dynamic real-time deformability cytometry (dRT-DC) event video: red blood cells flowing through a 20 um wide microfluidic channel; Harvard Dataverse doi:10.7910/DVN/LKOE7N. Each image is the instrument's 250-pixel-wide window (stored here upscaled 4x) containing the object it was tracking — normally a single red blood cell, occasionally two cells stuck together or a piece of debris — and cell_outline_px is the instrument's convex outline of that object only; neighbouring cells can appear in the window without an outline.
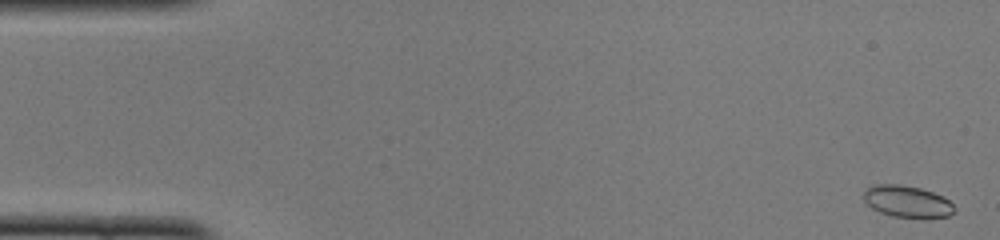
{"species": "common noctule bat (a hibernating species)", "species_latin": "Nyctalus noctula", "temperature_condition": "cold", "stored_images_in_passage": 49, "camera_frame_rate_fps": 3000, "um_per_image_px": 0.085, "animal": {"sex": "female", "body_mass_g": 22.0, "forearm_length_mm": 56.7}, "frame": {"image": 1, "passage_image": 1, "time_ms": 0.0, "image_size_px": [1000, 240], "cell_outline_px": [[956, 208], [948, 216], [924, 220], [892, 216], [880, 212], [872, 208], [864, 200], [864, 192], [872, 184], [900, 184], [920, 188], [944, 196]], "centroid_in_image_um": [77.14, 17.15], "position_along_channel_um": 7.9, "area_um2": 17.17}}
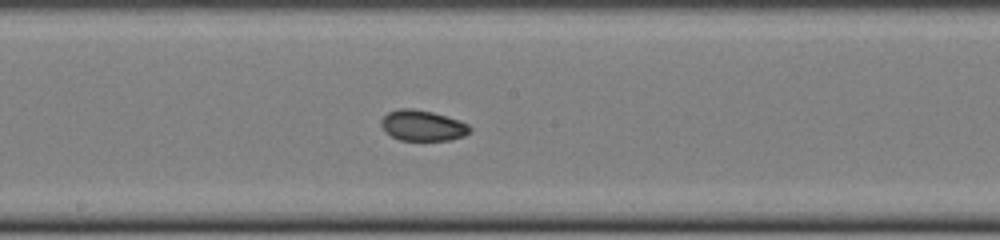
{"frame": {"image": 2, "passage_image": 26, "time_ms": 8.333, "image_size_px": [1000, 240], "cell_outline_px": [[472, 128], [464, 136], [452, 140], [400, 140], [384, 132], [380, 124], [380, 120], [388, 112], [400, 108], [412, 108], [432, 112], [460, 120], [468, 124]], "centroid_in_image_um": [35.9, 10.67], "position_along_channel_um": 212.3, "area_um2": 15.95}}
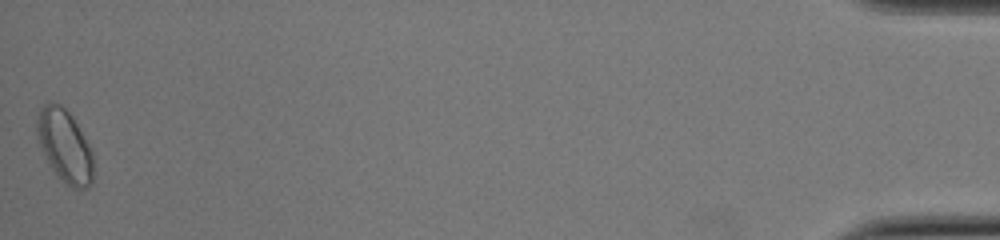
{"frame": {"image": 3, "passage_image": 49, "time_ms": 16.0, "image_size_px": [1000, 240], "cell_outline_px": [[92, 184], [88, 188], [80, 192], [72, 188], [56, 176], [40, 144], [36, 132], [36, 120], [40, 108], [48, 100], [60, 104], [72, 116], [92, 148]], "centroid_in_image_um": [5.52, 12.41], "position_along_channel_um": 429.7, "area_um2": 24.1}, "authors_computed_cell_mechanics": {"area_um2": 16.2996, "velocity_mm_per_s": 4.0784, "shape_relaxation_time_tau1_ms": null, "shape_relaxation_time_tau2_ms": 2.4978, "deformation_change_tau1": null, "deformation_change_tau2": 0.0486}}